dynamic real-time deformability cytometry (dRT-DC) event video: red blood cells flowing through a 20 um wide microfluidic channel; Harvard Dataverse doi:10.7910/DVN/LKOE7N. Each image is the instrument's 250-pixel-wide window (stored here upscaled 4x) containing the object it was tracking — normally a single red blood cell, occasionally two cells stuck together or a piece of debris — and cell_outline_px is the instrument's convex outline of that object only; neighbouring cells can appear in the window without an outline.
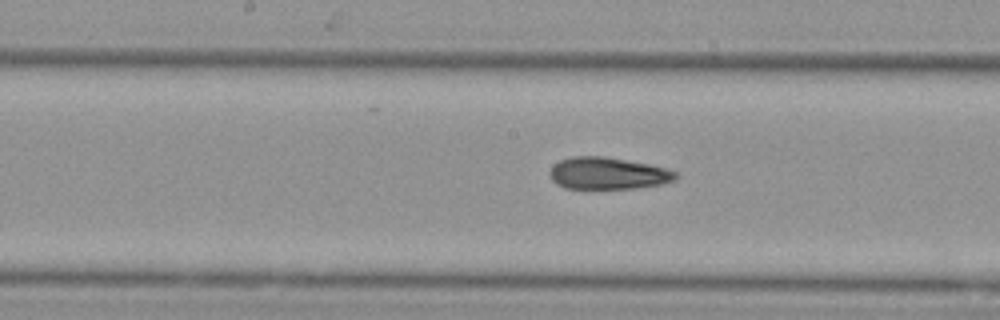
{"species": "Egyptian fruit bat (a non-hibernating species)", "species_latin": "Rousettus aegyptiacus", "temperature_condition": "cold", "stored_images_in_passage": 56, "camera_frame_rate_fps": 3000, "um_per_image_px": 0.085, "animal": {"sex": "female"}, "frame": {"image": 1, "passage_image": 28, "time_ms": 9.0, "image_size_px": [1000, 320], "cell_outline_px": [[676, 180], [664, 184], [636, 188], [564, 188], [556, 184], [552, 180], [548, 172], [560, 160], [572, 156], [604, 156], [648, 164], [664, 168], [676, 172]], "centroid_in_image_um": [51.66, 14.74], "position_along_channel_um": 196.5, "area_um2": 23.35}}
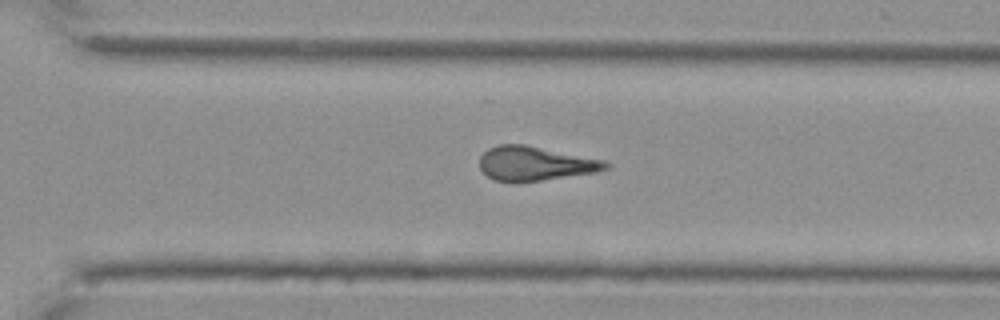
{"frame": {"image": 2, "passage_image": 39, "time_ms": 12.667, "image_size_px": [1000, 320], "cell_outline_px": [[612, 164], [608, 168], [596, 172], [516, 184], [492, 180], [480, 168], [480, 156], [488, 148], [500, 144], [524, 144], [608, 160]], "centroid_in_image_um": [45.51, 13.91], "position_along_channel_um": 325.1, "area_um2": 25.72}}
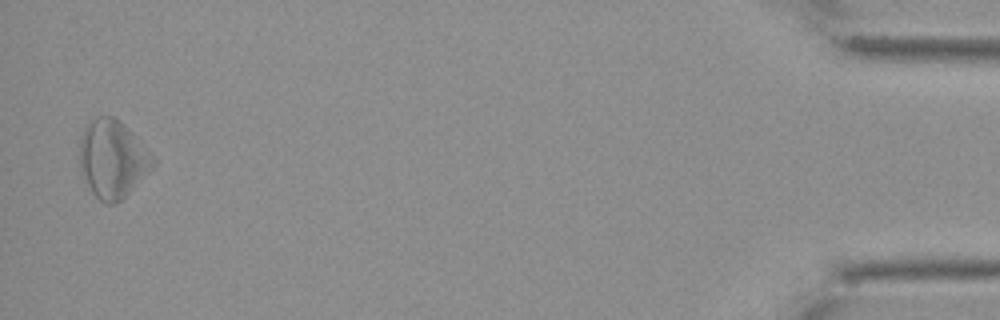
{"frame": {"image": 3, "passage_image": 55, "time_ms": 18.0, "image_size_px": [1000, 320], "cell_outline_px": [[156, 164], [116, 204], [104, 204], [92, 192], [80, 168], [80, 136], [84, 128], [96, 116], [112, 116], [128, 128], [136, 136], [156, 160]], "centroid_in_image_um": [9.56, 13.5], "position_along_channel_um": 425.6, "area_um2": 32.71}}